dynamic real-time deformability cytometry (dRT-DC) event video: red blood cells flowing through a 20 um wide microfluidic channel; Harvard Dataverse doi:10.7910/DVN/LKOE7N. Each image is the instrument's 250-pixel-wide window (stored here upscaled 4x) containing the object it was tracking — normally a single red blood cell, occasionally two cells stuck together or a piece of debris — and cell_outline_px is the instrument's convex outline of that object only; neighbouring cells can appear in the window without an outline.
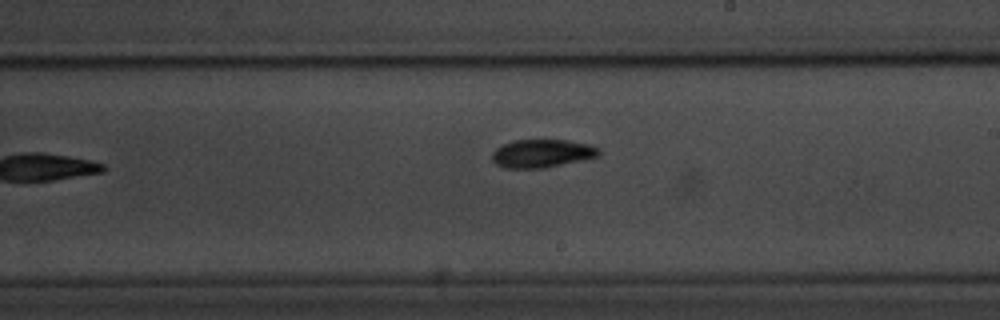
{"species": "common noctule bat (a hibernating species)", "species_latin": "Nyctalus noctula", "temperature_condition": "room temperature", "stored_images_in_passage": 12, "camera_frame_rate_fps": 3000, "um_per_image_px": 0.085, "animal": {"sex": "male", "body_mass_g": 20.1, "forearm_length_mm": 53.5}, "frame": {"image": 1, "passage_image": 6, "time_ms": 6.0, "image_size_px": [1000, 320], "cell_outline_px": [[600, 156], [584, 160], [544, 168], [504, 168], [496, 164], [492, 160], [492, 152], [500, 144], [512, 140], [568, 140], [592, 144], [600, 148]], "centroid_in_image_um": [46.09, 13.03], "position_along_channel_um": 242.9, "area_um2": 17.92}}